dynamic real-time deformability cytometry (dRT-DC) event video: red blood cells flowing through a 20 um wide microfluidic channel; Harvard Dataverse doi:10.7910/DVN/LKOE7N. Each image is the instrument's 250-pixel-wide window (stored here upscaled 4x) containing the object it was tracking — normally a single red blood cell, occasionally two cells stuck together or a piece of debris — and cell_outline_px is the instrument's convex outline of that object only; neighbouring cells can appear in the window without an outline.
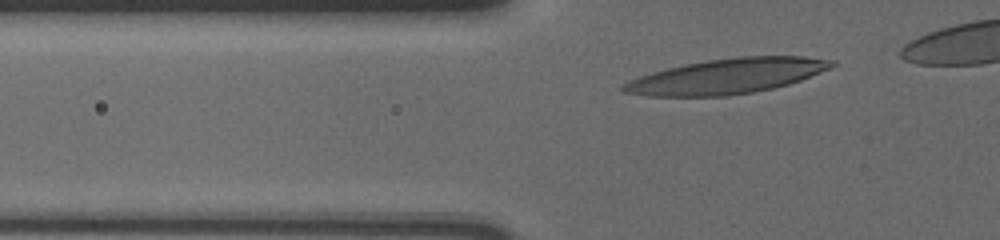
{"species": "human", "species_latin": "Homo sapiens", "temperature_condition": "cold", "stored_images_in_passage": 33, "camera_frame_rate_fps": 3000, "um_per_image_px": 0.085, "donor": {"sex": "male"}, "frame": {"image": 1, "passage_image": 3, "time_ms": 0.667, "image_size_px": [1000, 240], "cell_outline_px": [[836, 64], [820, 72], [800, 80], [788, 84], [772, 88], [752, 92], [728, 96], [648, 96], [624, 92], [620, 88], [628, 80], [652, 72], [668, 68], [708, 60], [740, 56], [804, 56], [836, 60]], "centroid_in_image_um": [61.79, 6.47], "position_along_channel_um": 64.0, "area_um2": 42.25}}
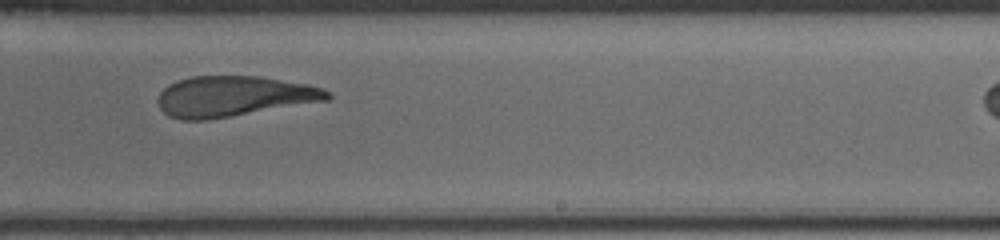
{"frame": {"image": 2, "passage_image": 21, "time_ms": 6.667, "image_size_px": [1000, 240], "cell_outline_px": [[332, 96], [328, 100], [208, 120], [180, 120], [168, 116], [160, 108], [156, 100], [160, 92], [168, 84], [192, 76], [260, 76], [308, 84], [324, 88], [332, 92]], "centroid_in_image_um": [19.87, 8.19], "position_along_channel_um": 269.1, "area_um2": 40.23}}
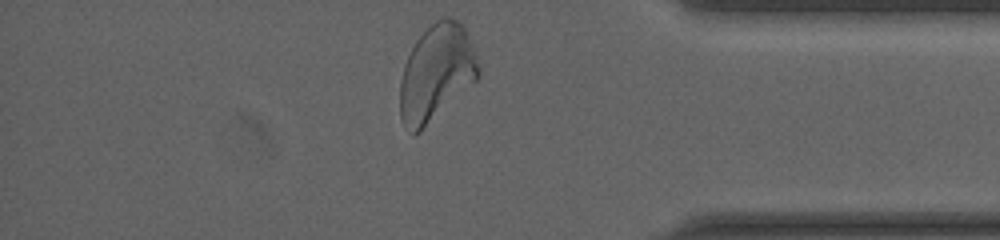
{"frame": {"image": 3, "passage_image": 33, "time_ms": 10.667, "image_size_px": [1000, 240], "cell_outline_px": [[480, 76], [476, 80], [420, 132], [412, 136], [404, 124], [400, 116], [400, 80], [404, 64], [416, 40], [436, 20], [444, 16], [448, 16], [456, 20], [464, 28], [472, 44], [480, 68]], "centroid_in_image_um": [37.08, 6.21], "position_along_channel_um": 398.1, "area_um2": 43.7}, "authors_computed_cell_mechanics": {"area_um2": 40.8068, "velocity_mm_per_s": 3.6048, "shape_relaxation_time_tau1_ms": 5.8811, "shape_relaxation_time_tau2_ms": 1.8543, "deformation_change_tau1": 0.2185, "deformation_change_tau2": 0.1186}}